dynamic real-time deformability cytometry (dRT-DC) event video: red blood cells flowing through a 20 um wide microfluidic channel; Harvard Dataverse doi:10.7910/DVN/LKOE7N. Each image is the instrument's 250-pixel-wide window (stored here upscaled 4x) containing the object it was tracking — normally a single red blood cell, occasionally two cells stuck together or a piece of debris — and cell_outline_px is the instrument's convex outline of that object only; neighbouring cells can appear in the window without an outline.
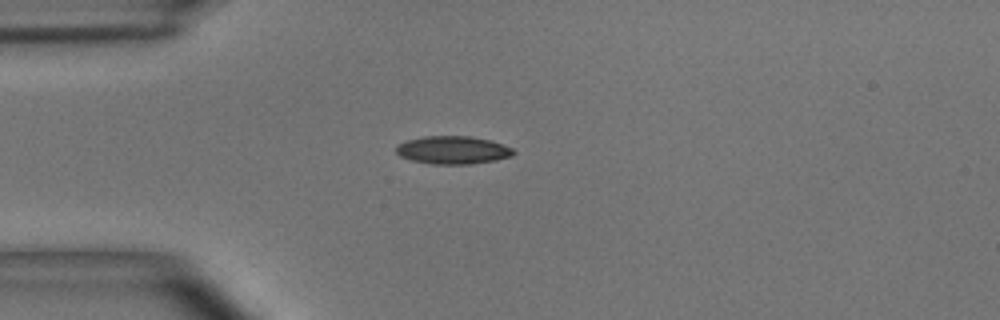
{"species": "common noctule bat (a hibernating species)", "species_latin": "Nyctalus noctula", "temperature_condition": "room temperature", "stored_images_in_passage": 41, "camera_frame_rate_fps": 3000, "um_per_image_px": 0.085, "animal": {"sex": "male", "body_mass_g": 15.6}, "frame": {"image": 1, "passage_image": 1, "time_ms": 0.0, "image_size_px": [1000, 320], "cell_outline_px": [[516, 152], [512, 156], [496, 160], [468, 164], [432, 164], [412, 160], [400, 156], [396, 152], [396, 144], [408, 140], [424, 136], [472, 136], [488, 140], [512, 148]], "centroid_in_image_um": [38.47, 12.75], "position_along_channel_um": 46.5, "area_um2": 19.02}}
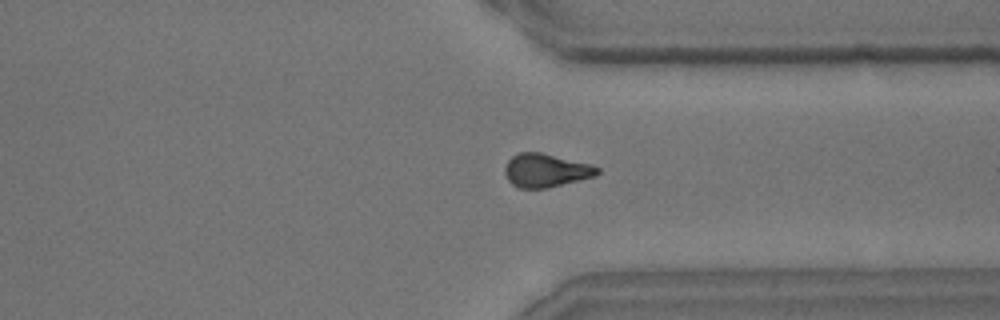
{"frame": {"image": 2, "passage_image": 28, "time_ms": 9.0, "image_size_px": [1000, 320], "cell_outline_px": [[600, 172], [596, 176], [548, 188], [520, 188], [512, 184], [508, 180], [504, 172], [504, 168], [508, 160], [512, 156], [520, 152], [540, 152], [592, 164], [600, 168]], "centroid_in_image_um": [46.41, 14.48], "position_along_channel_um": 365.0, "area_um2": 18.15}}
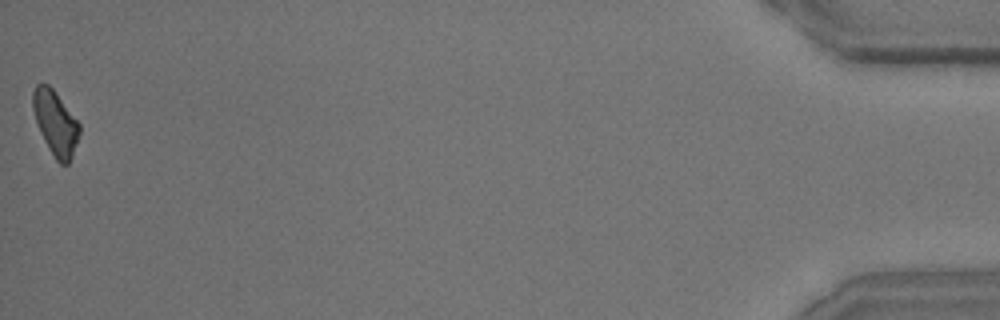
{"frame": {"image": 3, "passage_image": 41, "time_ms": 13.333, "image_size_px": [1000, 320], "cell_outline_px": [[80, 132], [72, 156], [68, 164], [60, 164], [56, 160], [44, 140], [40, 132], [32, 108], [32, 92], [36, 84], [48, 84], [52, 88], [80, 124]], "centroid_in_image_um": [4.7, 10.45], "position_along_channel_um": 430.5, "area_um2": 17.22}, "authors_computed_cell_mechanics": {"area_um2": 18.207, "velocity_mm_per_s": 3.6891, "shape_relaxation_time_tau1_ms": 4.1458, "shape_relaxation_time_tau2_ms": 3.8625, "deformation_change_tau1": 0.1351, "deformation_change_tau2": 0.1178}}